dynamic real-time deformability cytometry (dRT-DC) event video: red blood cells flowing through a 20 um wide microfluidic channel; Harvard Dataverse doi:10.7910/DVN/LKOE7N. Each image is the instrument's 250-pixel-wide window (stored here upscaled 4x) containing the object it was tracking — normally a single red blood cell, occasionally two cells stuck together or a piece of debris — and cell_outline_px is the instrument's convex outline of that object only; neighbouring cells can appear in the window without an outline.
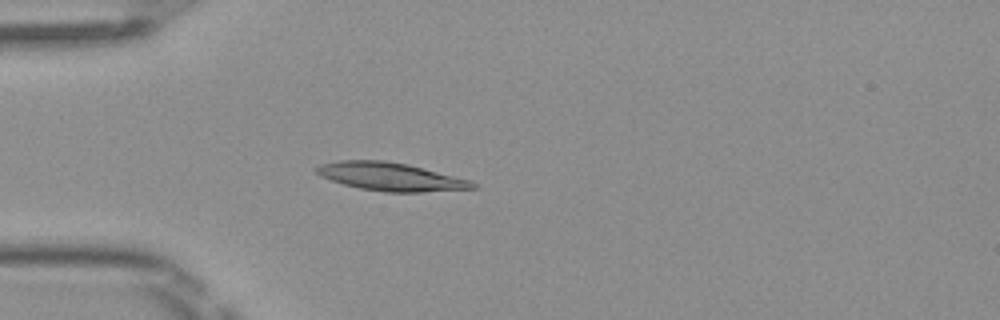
{"species": "Egyptian fruit bat (a non-hibernating species)", "species_latin": "Rousettus aegyptiacus", "temperature_condition": "room temperature", "stored_images_in_passage": 4, "camera_frame_rate_fps": 3000, "um_per_image_px": 0.085, "frame": {"image": 1, "passage_image": 4, "time_ms": 1.0, "image_size_px": [1000, 320], "cell_outline_px": [[476, 188], [420, 192], [384, 192], [360, 188], [344, 184], [320, 176], [312, 168], [320, 164], [340, 160], [384, 160], [408, 164], [424, 168], [468, 180], [476, 184]], "centroid_in_image_um": [33.13, 15.01], "position_along_channel_um": 51.9, "area_um2": 25.43}}